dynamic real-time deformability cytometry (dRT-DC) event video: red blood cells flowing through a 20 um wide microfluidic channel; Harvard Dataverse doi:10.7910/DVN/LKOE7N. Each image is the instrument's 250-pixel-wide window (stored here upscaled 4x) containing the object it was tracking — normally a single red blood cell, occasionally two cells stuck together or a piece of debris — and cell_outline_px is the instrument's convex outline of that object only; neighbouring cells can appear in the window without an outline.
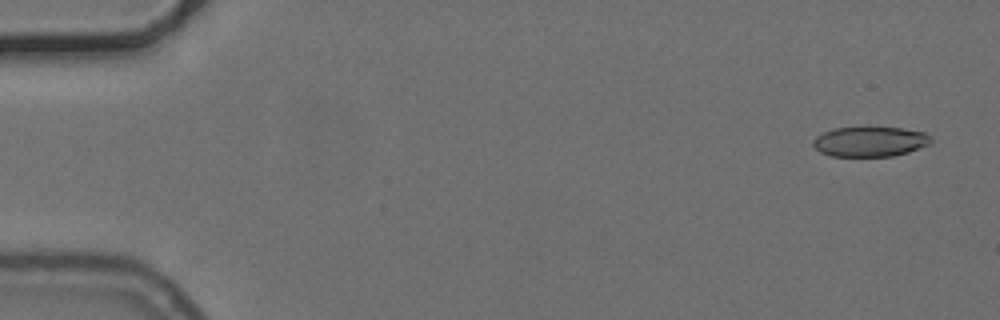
{"species": "common noctule bat (a hibernating species)", "species_latin": "Nyctalus noctula", "temperature_condition": "cold", "stored_images_in_passage": 5, "camera_frame_rate_fps": 3000, "um_per_image_px": 0.085, "animal": {"sex": "female", "body_mass_g": 24.6, "forearm_length_mm": 56.2}, "frame": {"image": 1, "passage_image": 1, "time_ms": 0.0, "image_size_px": [1000, 320], "cell_outline_px": [[932, 144], [908, 152], [892, 156], [832, 156], [820, 152], [812, 144], [812, 140], [816, 136], [832, 128], [860, 124], [868, 124], [904, 128], [924, 132], [932, 140]], "centroid_in_image_um": [73.93, 11.97], "position_along_channel_um": 11.1, "area_um2": 21.68}}
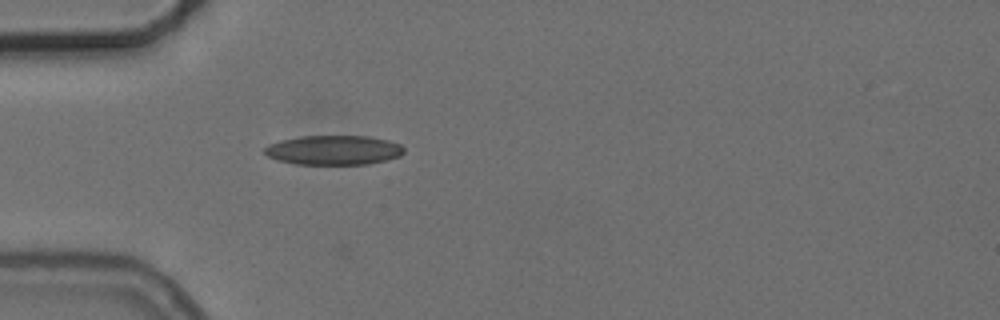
{"frame": {"image": 2, "passage_image": 5, "time_ms": 4.667, "image_size_px": [1000, 320], "cell_outline_px": [[404, 152], [400, 156], [388, 160], [368, 164], [296, 164], [276, 160], [268, 156], [264, 152], [264, 148], [268, 144], [280, 140], [300, 136], [368, 136], [388, 140], [400, 144], [404, 148]], "centroid_in_image_um": [28.36, 12.76], "position_along_channel_um": 56.6, "area_um2": 24.1}}